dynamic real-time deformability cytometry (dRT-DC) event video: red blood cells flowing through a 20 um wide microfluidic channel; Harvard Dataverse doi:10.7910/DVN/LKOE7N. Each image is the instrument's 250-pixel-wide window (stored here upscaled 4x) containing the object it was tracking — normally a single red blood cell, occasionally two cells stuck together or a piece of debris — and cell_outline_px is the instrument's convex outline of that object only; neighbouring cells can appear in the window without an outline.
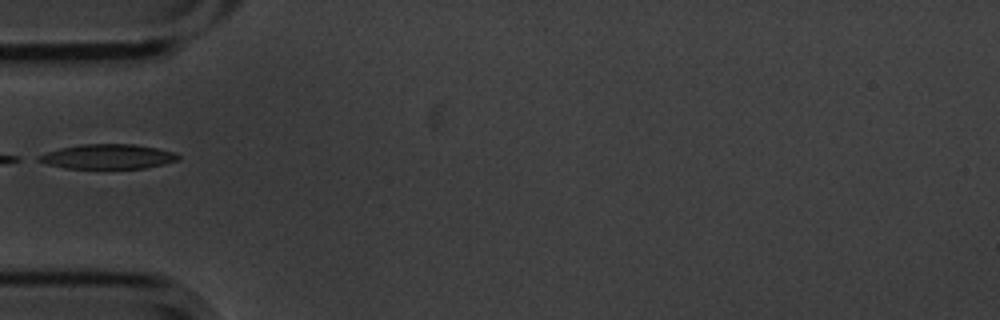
{"species": "common noctule bat (a hibernating species)", "species_latin": "Nyctalus noctula", "temperature_condition": "cold", "stored_images_in_passage": 5, "camera_frame_rate_fps": 3000, "um_per_image_px": 0.085, "animal": {"sex": "male", "body_mass_g": 20.1, "forearm_length_mm": 53.5}, "frame": {"image": 1, "passage_image": 5, "time_ms": 1.333, "image_size_px": [1000, 320], "cell_outline_px": [[180, 160], [164, 164], [144, 168], [64, 168], [48, 164], [36, 160], [36, 156], [60, 148], [80, 144], [136, 144], [176, 152], [180, 156]], "centroid_in_image_um": [9.19, 13.3], "position_along_channel_um": 75.8, "area_um2": 20.11}}